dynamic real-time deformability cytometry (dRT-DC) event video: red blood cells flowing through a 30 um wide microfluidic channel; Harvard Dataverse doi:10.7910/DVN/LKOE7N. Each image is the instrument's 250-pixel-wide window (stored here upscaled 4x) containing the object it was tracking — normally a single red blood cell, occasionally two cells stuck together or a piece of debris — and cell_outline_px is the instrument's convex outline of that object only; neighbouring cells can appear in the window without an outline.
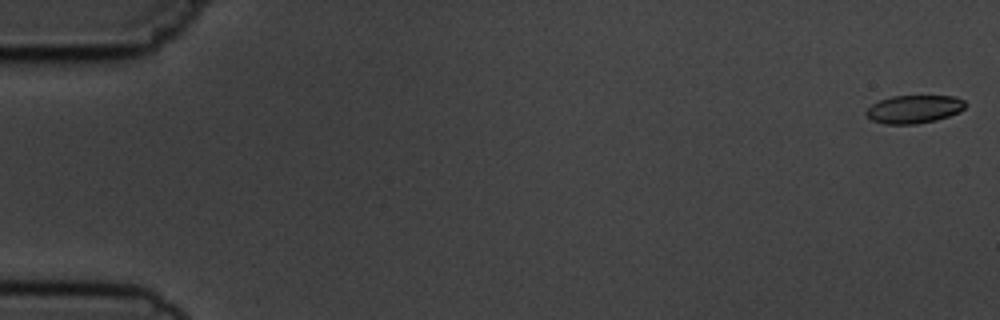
{"species": "common noctule bat (a hibernating species)", "species_latin": "Nyctalus noctula", "temperature_condition": "cold", "stored_images_in_passage": 5, "camera_frame_rate_fps": 3000, "um_per_image_px": 0.085, "animal": {"sex": "male", "body_mass_g": 19.5, "forearm_length_mm": 54.6}, "frame": {"image": 1, "passage_image": 1, "time_ms": 0.0, "image_size_px": [1000, 320], "cell_outline_px": [[968, 104], [960, 112], [936, 120], [916, 124], [884, 124], [872, 120], [864, 112], [872, 104], [880, 100], [892, 96], [956, 96], [964, 100]], "centroid_in_image_um": [77.72, 9.27], "position_along_channel_um": 7.3, "area_um2": 16.3}}
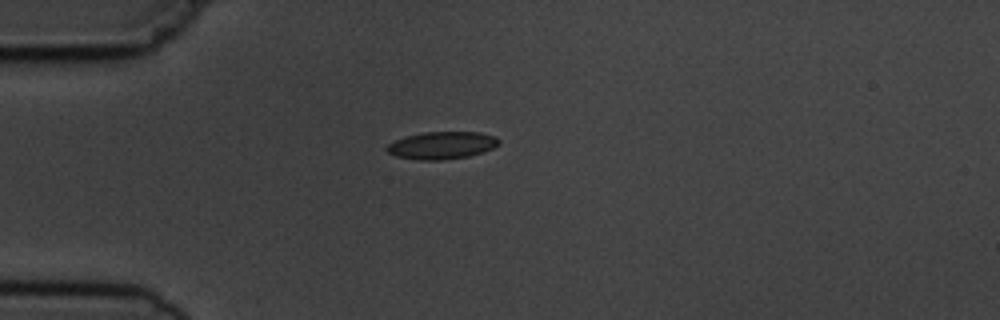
{"frame": {"image": 2, "passage_image": 5, "time_ms": 4.667, "image_size_px": [1000, 320], "cell_outline_px": [[500, 144], [484, 152], [468, 156], [444, 160], [420, 160], [396, 156], [388, 152], [384, 148], [388, 144], [404, 136], [424, 132], [480, 132], [496, 136], [500, 140]], "centroid_in_image_um": [37.57, 12.35], "position_along_channel_um": 47.4, "area_um2": 18.03}}